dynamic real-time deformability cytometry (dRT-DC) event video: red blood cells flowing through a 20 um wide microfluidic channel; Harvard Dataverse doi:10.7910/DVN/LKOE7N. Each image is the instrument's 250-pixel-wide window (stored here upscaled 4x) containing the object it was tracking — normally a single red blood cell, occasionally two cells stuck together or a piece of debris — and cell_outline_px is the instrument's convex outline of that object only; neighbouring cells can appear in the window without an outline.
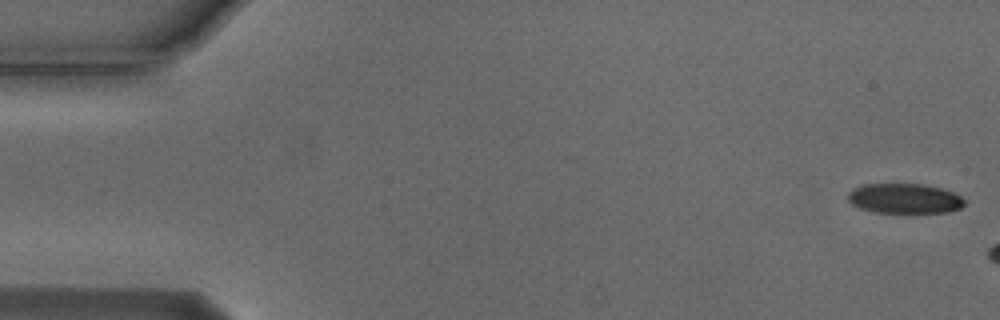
{"species": "Egyptian fruit bat (a non-hibernating species)", "species_latin": "Rousettus aegyptiacus", "temperature_condition": "cold", "stored_images_in_passage": 11, "camera_frame_rate_fps": 3000, "um_per_image_px": 0.085, "animal": {"sex": "male"}, "frame": {"image": 1, "passage_image": 1, "time_ms": 0.0, "image_size_px": [1000, 320], "cell_outline_px": [[964, 204], [960, 208], [948, 212], [908, 216], [872, 212], [860, 208], [852, 204], [848, 200], [848, 192], [852, 188], [864, 184], [924, 184], [940, 188], [952, 192], [960, 196], [964, 200]], "centroid_in_image_um": [76.87, 16.93], "position_along_channel_um": 8.1, "area_um2": 21.33}}